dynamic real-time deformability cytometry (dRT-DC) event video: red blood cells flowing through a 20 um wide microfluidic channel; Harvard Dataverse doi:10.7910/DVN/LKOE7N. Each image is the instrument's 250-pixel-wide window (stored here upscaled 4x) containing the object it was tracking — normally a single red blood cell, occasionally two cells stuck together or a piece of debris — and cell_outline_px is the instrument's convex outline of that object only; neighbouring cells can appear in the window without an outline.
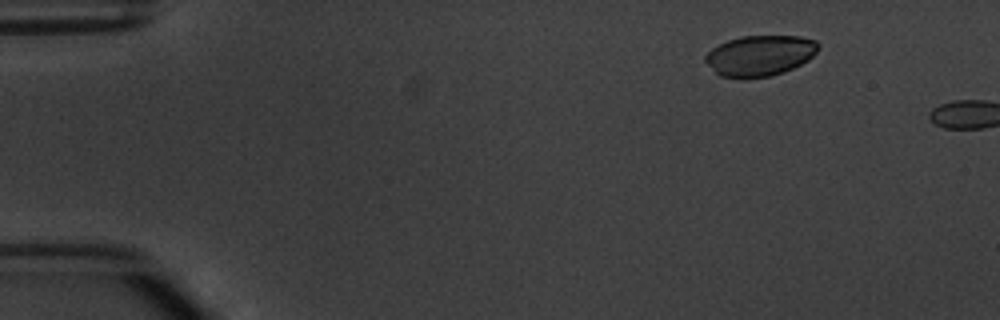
{"species": "common noctule bat (a hibernating species)", "species_latin": "Nyctalus noctula", "temperature_condition": "warm", "stored_images_in_passage": 5, "segment_of_instrument_passage": [2, 2], "camera_frame_rate_fps": 3000, "um_per_image_px": 0.085, "animal": {"sex": "male", "body_mass_g": 20.1, "forearm_length_mm": 53.5}, "frame": {"image": 1, "passage_image": 5, "time_ms": 4.667, "image_size_px": [1000, 320], "cell_outline_px": [[820, 48], [808, 60], [784, 72], [768, 76], [740, 80], [720, 76], [704, 60], [704, 56], [712, 48], [728, 40], [740, 36], [800, 36], [816, 40], [820, 44]], "centroid_in_image_um": [64.59, 4.73], "position_along_channel_um": 20.4, "area_um2": 26.99}}